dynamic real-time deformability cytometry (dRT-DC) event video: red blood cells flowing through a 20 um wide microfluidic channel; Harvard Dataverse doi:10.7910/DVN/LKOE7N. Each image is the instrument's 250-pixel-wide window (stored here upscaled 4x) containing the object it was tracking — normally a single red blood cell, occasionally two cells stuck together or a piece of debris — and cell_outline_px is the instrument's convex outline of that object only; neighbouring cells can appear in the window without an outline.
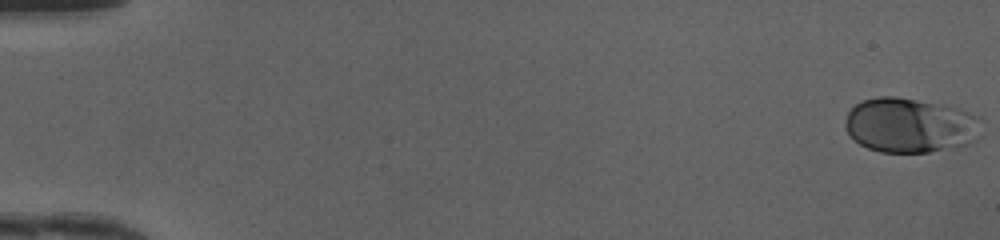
{"species": "human", "species_latin": "Homo sapiens", "temperature_condition": "cold", "stored_images_in_passage": 49, "camera_frame_rate_fps": 3000, "um_per_image_px": 0.085, "donor": {"sex": "female"}, "frame": {"image": 1, "passage_image": 1, "time_ms": 0.0, "image_size_px": [1000, 240], "cell_outline_px": [[980, 136], [976, 140], [968, 144], [928, 152], [880, 152], [868, 148], [860, 144], [848, 132], [844, 124], [848, 112], [856, 104], [864, 100], [880, 96], [896, 96], [944, 104], [980, 116]], "centroid_in_image_um": [77.38, 10.64], "position_along_channel_um": 7.6, "area_um2": 43.52}}
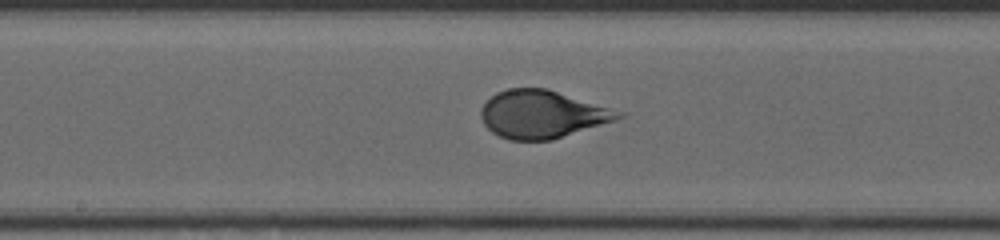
{"frame": {"image": 2, "passage_image": 27, "time_ms": 8.667, "image_size_px": [1000, 240], "cell_outline_px": [[628, 116], [616, 120], [552, 140], [508, 140], [492, 132], [484, 124], [480, 116], [480, 108], [496, 92], [508, 88], [548, 88], [628, 112]], "centroid_in_image_um": [46.15, 9.7], "position_along_channel_um": 202.0, "area_um2": 38.84}}
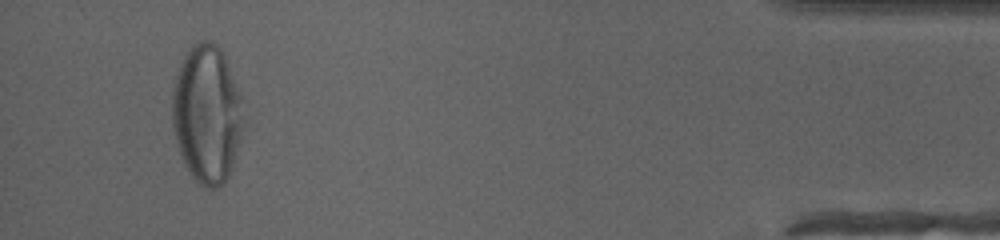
{"frame": {"image": 3, "passage_image": 47, "time_ms": 15.333, "image_size_px": [1000, 240], "cell_outline_px": [[244, 128], [232, 168], [224, 184], [216, 188], [208, 188], [200, 184], [192, 176], [184, 164], [176, 140], [172, 124], [172, 88], [180, 64], [184, 56], [192, 44], [200, 40], [212, 40], [224, 52], [240, 96], [244, 124]], "centroid_in_image_um": [17.59, 9.68], "position_along_channel_um": 417.6, "area_um2": 57.57}, "authors_computed_cell_mechanics": {"area_um2": 40.5756, "velocity_mm_per_s": 4.1697, "shape_relaxation_time_tau1_ms": 4.0656, "shape_relaxation_time_tau2_ms": null, "deformation_change_tau1": 0.1774, "deformation_change_tau2": null}}